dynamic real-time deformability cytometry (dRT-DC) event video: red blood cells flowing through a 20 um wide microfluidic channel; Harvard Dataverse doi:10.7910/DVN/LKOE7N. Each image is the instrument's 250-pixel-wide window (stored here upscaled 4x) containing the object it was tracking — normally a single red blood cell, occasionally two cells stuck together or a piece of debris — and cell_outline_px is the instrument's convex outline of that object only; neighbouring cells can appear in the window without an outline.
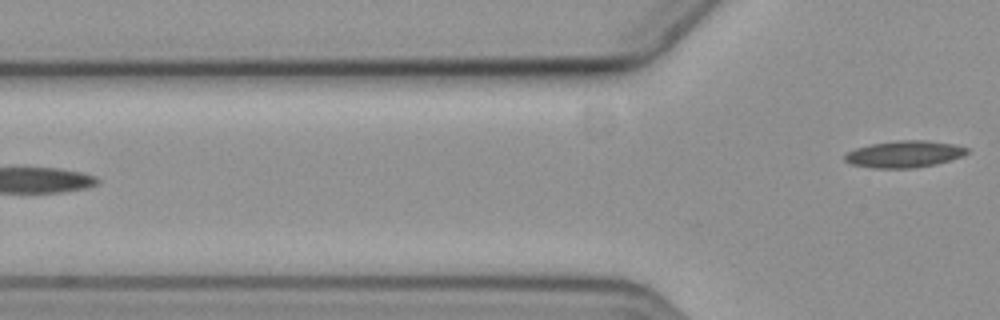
{"species": "common noctule bat (a hibernating species)", "species_latin": "Nyctalus noctula", "temperature_condition": "cold", "stored_images_in_passage": 7, "camera_frame_rate_fps": 3000, "um_per_image_px": 0.085, "animal": {"sex": "female", "body_mass_g": 19.3, "forearm_length_mm": 54.1}, "frame": {"image": 1, "passage_image": 7, "time_ms": 7.0, "image_size_px": [1000, 320], "cell_outline_px": [[968, 152], [964, 156], [936, 164], [916, 168], [872, 168], [848, 164], [844, 160], [844, 156], [848, 152], [856, 148], [872, 144], [896, 140], [924, 140], [952, 144], [968, 148]], "centroid_in_image_um": [76.85, 13.11], "position_along_channel_um": 49.0, "area_um2": 19.13}}